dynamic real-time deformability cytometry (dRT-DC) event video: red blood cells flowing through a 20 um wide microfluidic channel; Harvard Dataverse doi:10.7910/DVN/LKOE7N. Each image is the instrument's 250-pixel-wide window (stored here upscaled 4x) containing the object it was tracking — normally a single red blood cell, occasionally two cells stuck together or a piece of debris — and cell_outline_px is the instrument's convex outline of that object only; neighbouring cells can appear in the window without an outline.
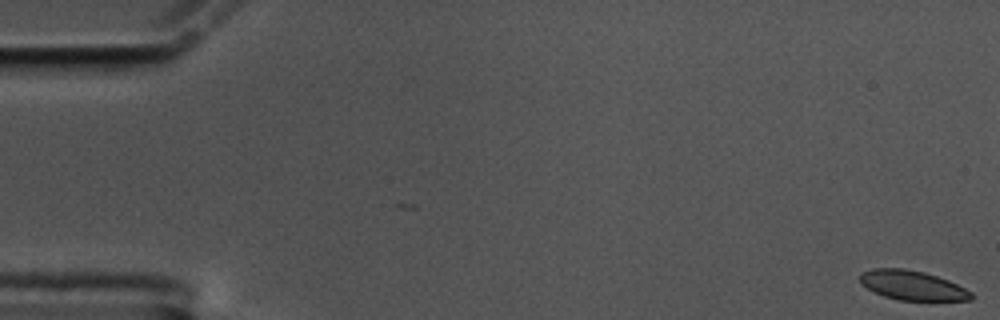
{"species": "common noctule bat (a hibernating species)", "species_latin": "Nyctalus noctula", "temperature_condition": "cold", "stored_images_in_passage": 59, "camera_frame_rate_fps": 3000, "um_per_image_px": 0.085, "animal": {"sex": "male", "body_mass_g": 17.5, "forearm_length_mm": 52.3}, "frame": {"image": 1, "passage_image": 1, "time_ms": 0.0, "image_size_px": [1000, 320], "cell_outline_px": [[972, 300], [900, 300], [884, 296], [860, 284], [860, 276], [864, 272], [872, 268], [904, 268], [924, 272], [948, 280], [972, 292]], "centroid_in_image_um": [77.54, 24.25], "position_along_channel_um": 7.5, "area_um2": 18.84}}
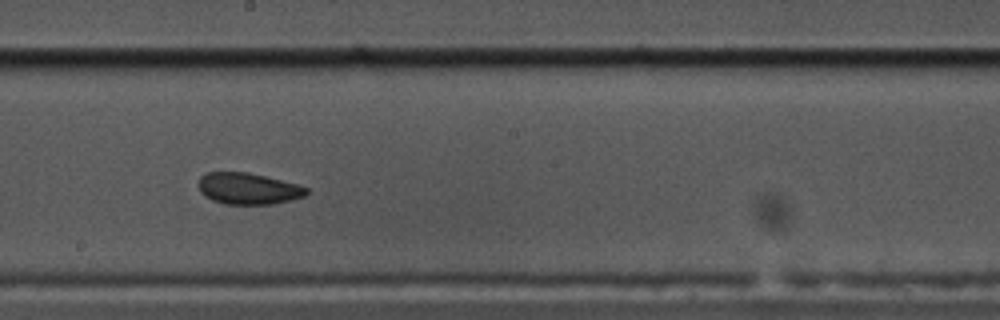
{"frame": {"image": 2, "passage_image": 33, "time_ms": 10.667, "image_size_px": [1000, 320], "cell_outline_px": [[308, 192], [304, 196], [292, 200], [276, 204], [224, 204], [212, 200], [204, 196], [200, 192], [200, 176], [204, 172], [248, 172], [296, 184], [308, 188]], "centroid_in_image_um": [21.08, 16.04], "position_along_channel_um": 227.1, "area_um2": 19.77}}
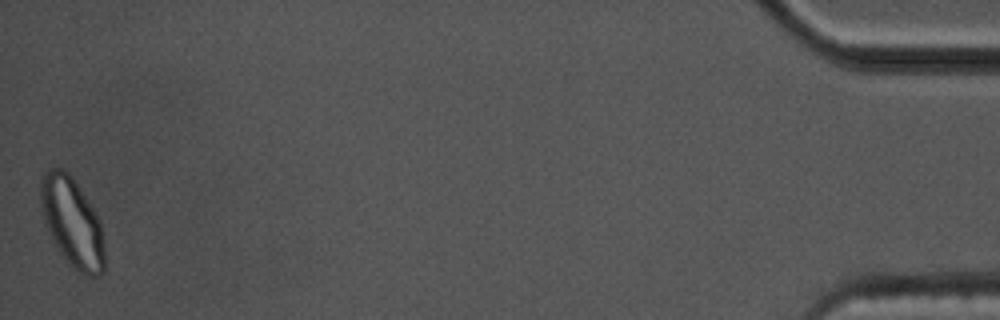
{"frame": {"image": 3, "passage_image": 59, "time_ms": 19.333, "image_size_px": [1000, 320], "cell_outline_px": [[104, 272], [100, 276], [88, 276], [76, 272], [60, 252], [52, 240], [44, 224], [40, 204], [40, 180], [44, 172], [48, 168], [64, 168], [72, 176], [100, 220], [104, 248]], "centroid_in_image_um": [6.11, 18.9], "position_along_channel_um": 429.1, "area_um2": 33.52}, "authors_computed_cell_mechanics": {"area_um2": 20.5768, "velocity_mm_per_s": 3.4134, "shape_relaxation_time_tau1_ms": 8.922, "shape_relaxation_time_tau2_ms": 3.0834, "deformation_change_tau1": 0.1227, "deformation_change_tau2": 0.0544}}